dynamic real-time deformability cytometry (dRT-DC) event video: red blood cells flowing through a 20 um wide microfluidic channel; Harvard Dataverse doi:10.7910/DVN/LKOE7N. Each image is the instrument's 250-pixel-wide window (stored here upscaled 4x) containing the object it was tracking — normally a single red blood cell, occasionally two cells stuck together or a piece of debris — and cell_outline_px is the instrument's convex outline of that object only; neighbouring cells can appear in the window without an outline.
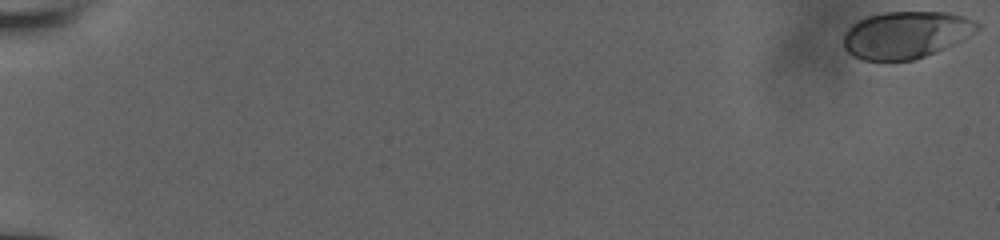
{"species": "human", "species_latin": "Homo sapiens", "temperature_condition": "room temperature", "stored_images_in_passage": 20, "camera_frame_rate_fps": 3000, "um_per_image_px": 0.085, "donor": {"sex": "male"}, "frame": {"image": 1, "passage_image": 1, "time_ms": 0.0, "image_size_px": [1000, 240], "cell_outline_px": [[980, 28], [960, 40], [936, 52], [912, 60], [860, 60], [852, 56], [844, 48], [844, 36], [848, 28], [860, 20], [868, 16], [884, 12], [948, 12], [964, 16], [980, 24]], "centroid_in_image_um": [76.98, 2.96], "position_along_channel_um": 8.0, "area_um2": 36.36}}
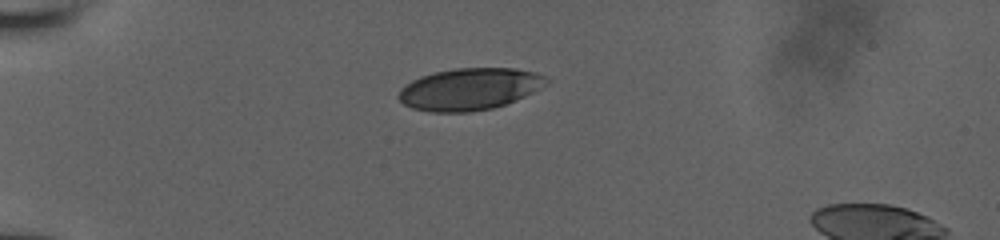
{"frame": {"image": 2, "passage_image": 15, "time_ms": 5.667, "image_size_px": [1000, 240], "cell_outline_px": [[548, 80], [540, 88], [524, 96], [504, 104], [492, 108], [472, 112], [428, 112], [412, 108], [404, 104], [396, 96], [400, 88], [412, 80], [420, 76], [436, 72], [456, 68], [516, 68], [536, 72], [544, 76]], "centroid_in_image_um": [39.86, 7.57], "position_along_channel_um": 45.1, "area_um2": 36.01}}
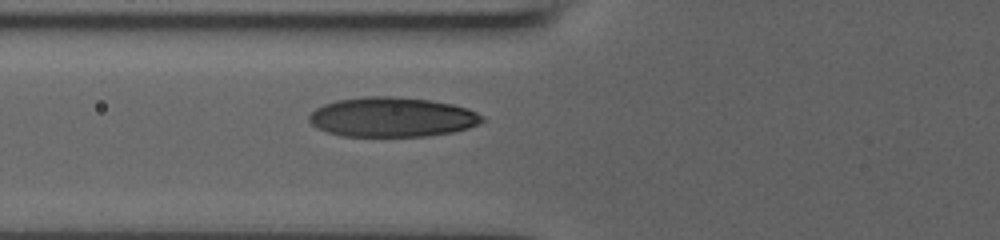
{"frame": {"image": 3, "passage_image": 20, "time_ms": 8.0, "image_size_px": [1000, 240], "cell_outline_px": [[484, 120], [480, 124], [468, 128], [452, 132], [428, 136], [340, 136], [316, 128], [308, 120], [308, 116], [316, 108], [324, 104], [336, 100], [364, 96], [388, 96], [428, 100], [452, 104], [468, 108], [484, 116]], "centroid_in_image_um": [33.32, 9.96], "position_along_channel_um": 92.5, "area_um2": 40.11}}